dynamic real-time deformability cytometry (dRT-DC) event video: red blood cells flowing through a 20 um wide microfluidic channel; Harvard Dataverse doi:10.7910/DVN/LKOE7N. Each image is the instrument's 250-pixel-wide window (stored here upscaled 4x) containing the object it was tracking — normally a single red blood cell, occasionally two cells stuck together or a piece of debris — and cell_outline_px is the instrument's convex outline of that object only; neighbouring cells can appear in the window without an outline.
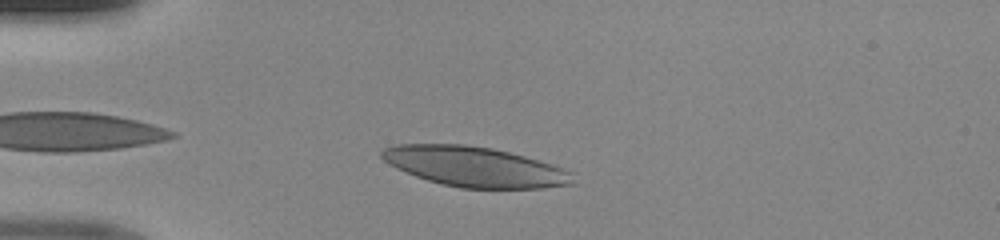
{"species": "human", "species_latin": "Homo sapiens", "temperature_condition": "room temperature", "stored_images_in_passage": 34, "camera_frame_rate_fps": 3000, "um_per_image_px": 0.085, "donor": {"sex": "male"}, "frame": {"image": 1, "passage_image": 3, "time_ms": 0.667, "image_size_px": [1000, 240], "cell_outline_px": [[576, 184], [544, 188], [460, 188], [428, 180], [416, 176], [396, 168], [384, 160], [380, 156], [380, 152], [384, 148], [396, 144], [464, 144], [492, 148], [524, 156], [572, 172]], "centroid_in_image_um": [40.34, 14.17], "position_along_channel_um": 44.7, "area_um2": 44.27}}
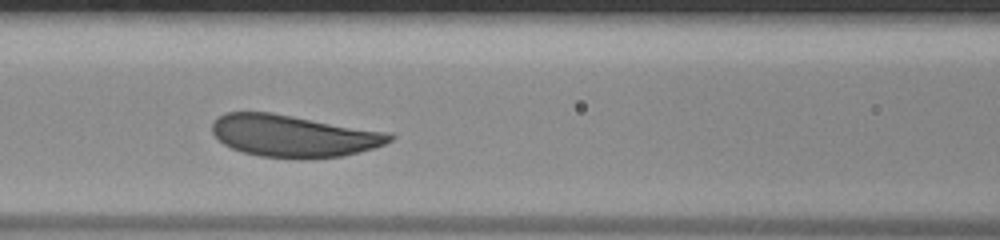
{"frame": {"image": 2, "passage_image": 12, "time_ms": 3.667, "image_size_px": [1000, 240], "cell_outline_px": [[396, 136], [392, 140], [384, 144], [372, 148], [340, 156], [260, 156], [244, 152], [232, 148], [224, 144], [212, 132], [212, 124], [220, 116], [228, 112], [272, 112], [392, 132]], "centroid_in_image_um": [24.98, 11.5], "position_along_channel_um": 141.6, "area_um2": 42.6}}
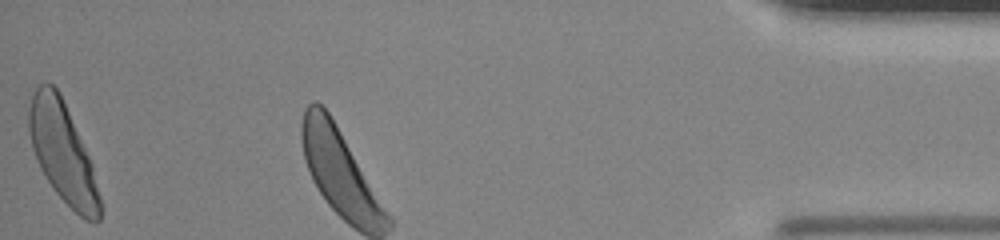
{"frame": {"image": 3, "passage_image": 34, "time_ms": 11.0, "image_size_px": [1000, 240], "cell_outline_px": [[100, 220], [96, 224], [84, 220], [56, 192], [40, 168], [32, 148], [28, 128], [28, 108], [32, 92], [40, 84], [52, 84], [60, 92], [92, 164], [100, 196]], "centroid_in_image_um": [5.32, 12.96], "position_along_channel_um": 429.9, "area_um2": 40.92}}